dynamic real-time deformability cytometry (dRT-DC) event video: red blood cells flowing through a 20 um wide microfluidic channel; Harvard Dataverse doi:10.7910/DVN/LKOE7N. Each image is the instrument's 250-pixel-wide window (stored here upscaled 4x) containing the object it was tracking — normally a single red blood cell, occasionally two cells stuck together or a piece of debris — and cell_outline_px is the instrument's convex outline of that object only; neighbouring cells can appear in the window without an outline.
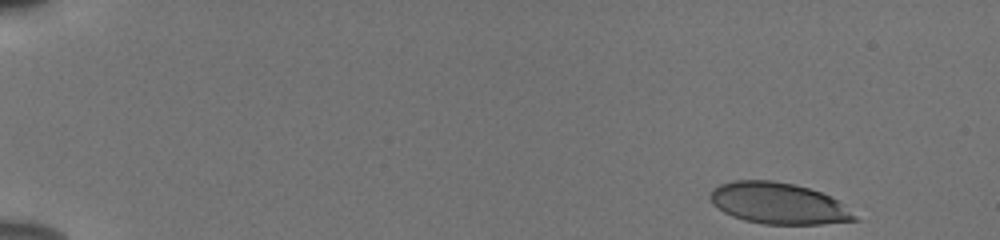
{"species": "human", "species_latin": "Homo sapiens", "temperature_condition": "cold", "stored_images_in_passage": 14, "camera_frame_rate_fps": 3000, "um_per_image_px": 0.085, "donor": {"sex": "male"}, "frame": {"image": 1, "passage_image": 1, "time_ms": 0.0, "image_size_px": [1000, 240], "cell_outline_px": [[860, 220], [820, 224], [764, 224], [744, 220], [732, 216], [724, 212], [712, 204], [708, 196], [712, 188], [720, 184], [732, 180], [772, 180], [792, 184], [808, 188], [820, 192], [836, 200], [856, 216]], "centroid_in_image_um": [66.09, 17.28], "position_along_channel_um": 18.9, "area_um2": 34.56}}